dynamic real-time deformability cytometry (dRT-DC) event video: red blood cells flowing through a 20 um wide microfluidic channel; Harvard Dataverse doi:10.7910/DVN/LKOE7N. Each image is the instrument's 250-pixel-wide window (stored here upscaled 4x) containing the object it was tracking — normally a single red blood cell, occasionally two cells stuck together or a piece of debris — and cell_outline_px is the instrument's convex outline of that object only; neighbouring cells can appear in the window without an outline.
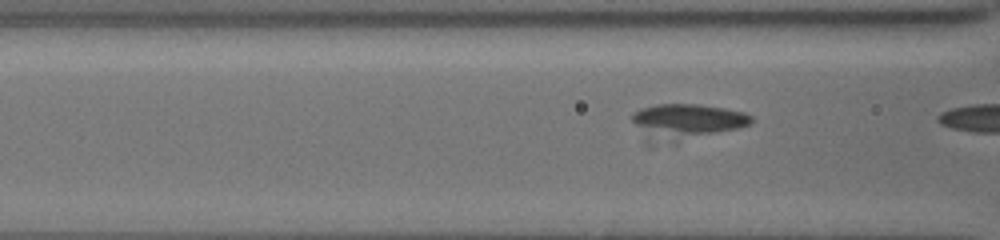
{"species": "common noctule bat (a hibernating species)", "species_latin": "Nyctalus noctula", "temperature_condition": "cold", "stored_images_in_passage": 14, "camera_frame_rate_fps": 3000, "um_per_image_px": 0.085, "animal": {"sex": "female", "body_mass_g": 19.5, "forearm_length_mm": 54.1}, "frame": {"image": 1, "passage_image": 13, "time_ms": 4.0, "image_size_px": [1000, 240], "cell_outline_px": [[752, 124], [736, 128], [652, 148], [648, 148], [632, 120], [632, 112], [640, 108], [656, 104], [700, 104], [724, 108], [744, 112], [752, 116]], "centroid_in_image_um": [58.19, 10.39], "position_along_channel_um": 108.4, "area_um2": 25.55}}